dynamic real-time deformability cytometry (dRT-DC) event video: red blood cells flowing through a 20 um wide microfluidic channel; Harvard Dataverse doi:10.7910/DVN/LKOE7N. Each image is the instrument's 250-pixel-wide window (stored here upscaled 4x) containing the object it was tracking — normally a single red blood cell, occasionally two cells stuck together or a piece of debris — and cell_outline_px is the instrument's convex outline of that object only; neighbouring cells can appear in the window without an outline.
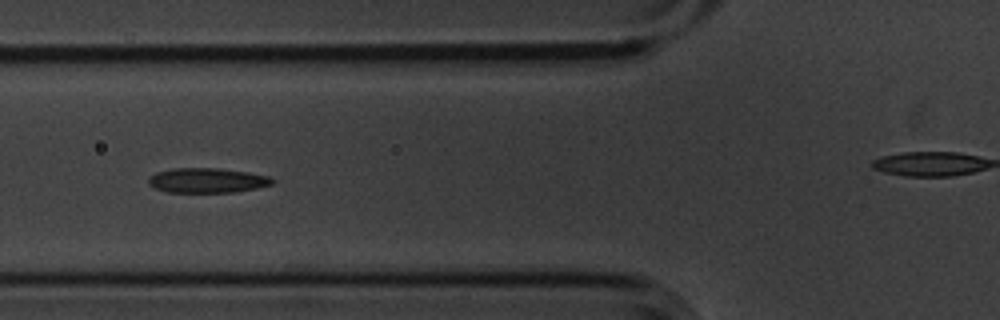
{"species": "common noctule bat (a hibernating species)", "species_latin": "Nyctalus noctula", "temperature_condition": "cold", "stored_images_in_passage": 7, "camera_frame_rate_fps": 3000, "um_per_image_px": 0.085, "animal": {"sex": "male", "body_mass_g": 20.1, "forearm_length_mm": 53.5}, "frame": {"image": 1, "passage_image": 5, "time_ms": 1.333, "image_size_px": [1000, 320], "cell_outline_px": [[276, 180], [272, 184], [256, 188], [236, 192], [168, 192], [156, 188], [148, 184], [148, 176], [156, 172], [172, 168], [216, 168], [248, 172], [268, 176]], "centroid_in_image_um": [17.59, 15.33], "position_along_channel_um": 108.2, "area_um2": 17.92}}
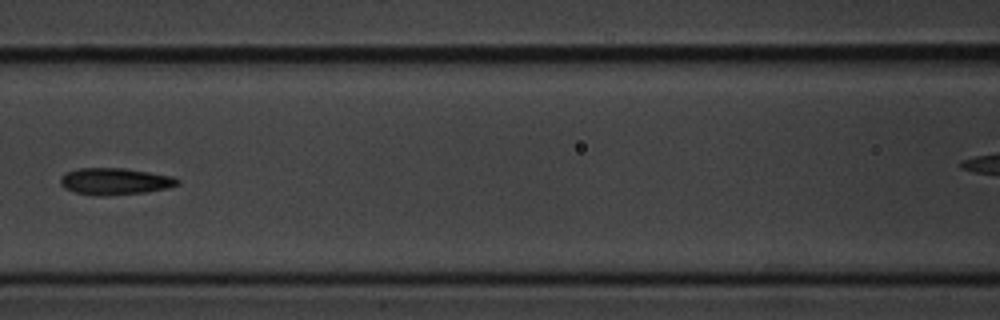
{"frame": {"image": 2, "passage_image": 6, "time_ms": 1.667, "image_size_px": [1000, 320], "cell_outline_px": [[180, 184], [168, 188], [148, 192], [108, 196], [100, 196], [76, 192], [64, 188], [60, 184], [60, 176], [64, 172], [80, 168], [124, 168], [172, 176], [180, 180]], "centroid_in_image_um": [9.76, 15.42], "position_along_channel_um": 156.8, "area_um2": 18.44}}